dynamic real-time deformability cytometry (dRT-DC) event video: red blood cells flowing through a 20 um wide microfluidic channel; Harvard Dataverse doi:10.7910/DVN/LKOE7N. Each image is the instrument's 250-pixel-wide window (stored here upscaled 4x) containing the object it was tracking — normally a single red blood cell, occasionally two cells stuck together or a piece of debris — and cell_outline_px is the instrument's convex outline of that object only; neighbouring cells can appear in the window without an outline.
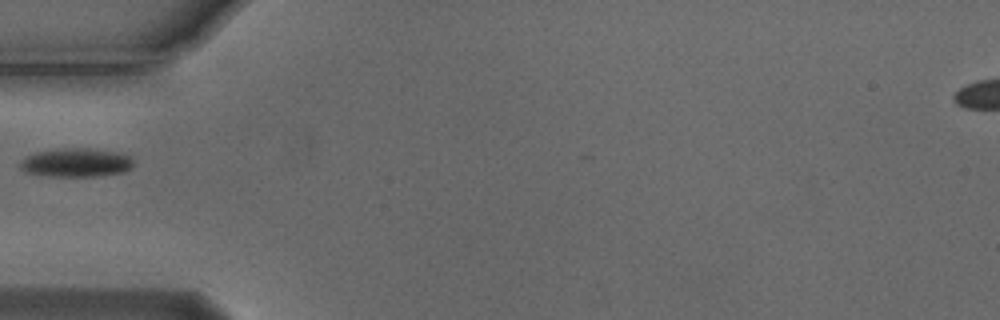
{"species": "Egyptian fruit bat (a non-hibernating species)", "species_latin": "Rousettus aegyptiacus", "temperature_condition": "cold", "stored_images_in_passage": 17, "camera_frame_rate_fps": 3000, "um_per_image_px": 0.085, "animal": {"sex": "male"}, "frame": {"image": 1, "passage_image": 1, "time_ms": 0.0, "image_size_px": [1000, 320], "cell_outline_px": [[132, 168], [124, 172], [100, 176], [48, 176], [24, 172], [20, 168], [20, 160], [36, 152], [64, 148], [84, 148], [116, 152], [132, 156]], "centroid_in_image_um": [6.47, 13.83], "position_along_channel_um": 78.5, "area_um2": 18.96}}